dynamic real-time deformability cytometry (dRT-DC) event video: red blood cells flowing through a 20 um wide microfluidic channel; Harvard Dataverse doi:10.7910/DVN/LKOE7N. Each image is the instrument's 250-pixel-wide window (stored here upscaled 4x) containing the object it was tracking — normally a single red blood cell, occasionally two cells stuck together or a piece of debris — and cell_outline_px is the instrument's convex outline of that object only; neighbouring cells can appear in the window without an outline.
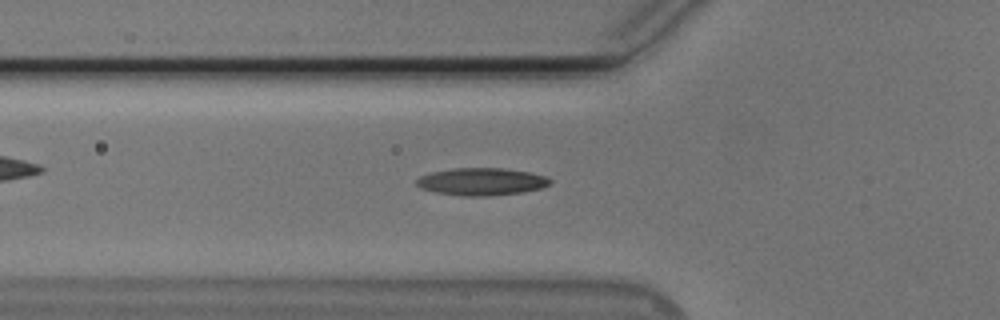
{"species": "Egyptian fruit bat (a non-hibernating species)", "species_latin": "Rousettus aegyptiacus", "temperature_condition": "cold", "stored_images_in_passage": 42, "camera_frame_rate_fps": 3000, "um_per_image_px": 0.085, "animal": {"sex": "male"}, "frame": {"image": 1, "passage_image": 7, "time_ms": 2.0, "image_size_px": [1000, 320], "cell_outline_px": [[552, 184], [540, 188], [520, 192], [488, 196], [460, 196], [436, 192], [420, 188], [416, 184], [416, 180], [420, 176], [432, 172], [456, 168], [500, 168], [528, 172], [544, 176], [552, 180]], "centroid_in_image_um": [40.91, 15.44], "position_along_channel_um": 84.9, "area_um2": 21.15}}
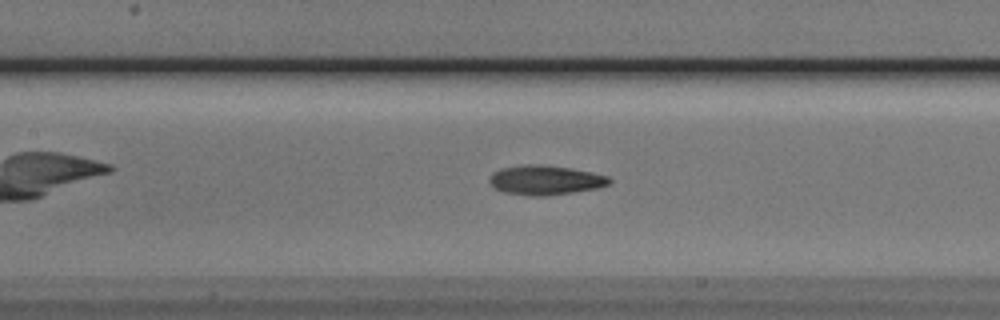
{"frame": {"image": 2, "passage_image": 13, "time_ms": 4.0, "image_size_px": [1000, 320], "cell_outline_px": [[612, 180], [608, 184], [596, 188], [548, 196], [532, 196], [504, 192], [496, 188], [488, 180], [492, 172], [504, 168], [524, 164], [536, 164], [572, 168], [592, 172], [608, 176]], "centroid_in_image_um": [46.35, 15.3], "position_along_channel_um": 161.0, "area_um2": 20.46}, "authors_computed_cell_mechanics": {"area_um2": 19.9121, "velocity_mm_per_s": 3.7698, "shape_relaxation_time_tau1_ms": 5.4722, "shape_relaxation_time_tau2_ms": 3.8467, "deformation_change_tau1": 0.161, "deformation_change_tau2": 0.1166}}